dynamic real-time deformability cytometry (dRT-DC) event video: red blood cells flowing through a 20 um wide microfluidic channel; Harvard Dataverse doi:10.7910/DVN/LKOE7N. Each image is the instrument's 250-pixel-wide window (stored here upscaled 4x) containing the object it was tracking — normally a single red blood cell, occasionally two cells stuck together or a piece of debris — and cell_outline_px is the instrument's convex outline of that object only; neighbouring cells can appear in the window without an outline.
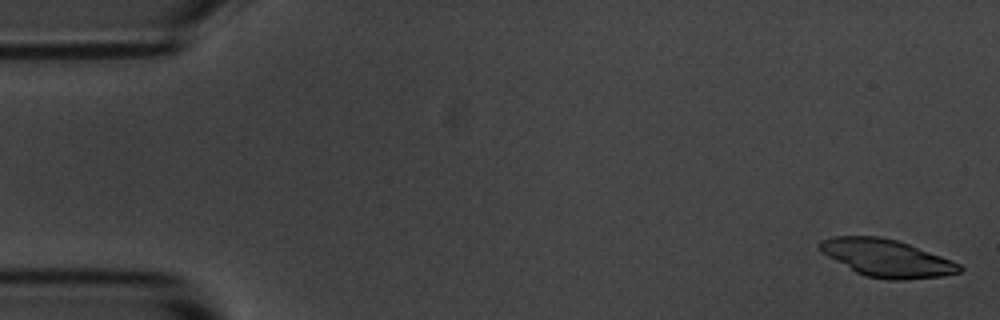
{"species": "common noctule bat (a hibernating species)", "species_latin": "Nyctalus noctula", "temperature_condition": "room temperature", "stored_images_in_passage": 54, "camera_frame_rate_fps": 3000, "um_per_image_px": 0.085, "animal": {"sex": "male", "body_mass_g": 20.1, "forearm_length_mm": 53.5}, "frame": {"image": 1, "passage_image": 1, "time_ms": 0.0, "image_size_px": [1000, 320], "cell_outline_px": [[964, 268], [960, 272], [944, 276], [904, 280], [892, 280], [864, 276], [856, 272], [820, 252], [816, 244], [820, 240], [832, 236], [880, 236], [896, 240], [908, 244], [940, 256], [960, 264]], "centroid_in_image_um": [75.32, 21.94], "position_along_channel_um": 9.7, "area_um2": 30.46}}